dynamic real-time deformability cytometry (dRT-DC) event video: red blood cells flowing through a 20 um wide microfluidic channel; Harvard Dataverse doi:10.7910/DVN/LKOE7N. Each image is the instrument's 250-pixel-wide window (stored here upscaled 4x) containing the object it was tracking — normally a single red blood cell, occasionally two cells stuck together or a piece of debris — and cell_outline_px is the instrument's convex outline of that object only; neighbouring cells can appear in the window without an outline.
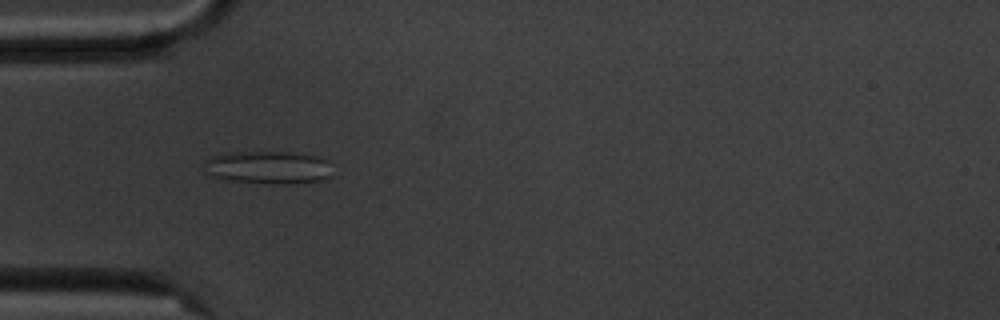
{"species": "common noctule bat (a hibernating species)", "species_latin": "Nyctalus noctula", "temperature_condition": "cold", "stored_images_in_passage": 6, "camera_frame_rate_fps": 3000, "um_per_image_px": 0.085, "animal": {"sex": "male", "body_mass_g": 20.1, "forearm_length_mm": 53.5}, "frame": {"image": 1, "passage_image": 5, "time_ms": 5.333, "image_size_px": [1000, 320], "cell_outline_px": [[328, 176], [324, 180], [284, 184], [276, 184], [228, 180], [204, 172], [204, 160], [212, 156], [232, 152], [292, 152], [316, 156], [324, 160]], "centroid_in_image_um": [22.69, 14.23], "position_along_channel_um": 62.3, "area_um2": 24.04}}
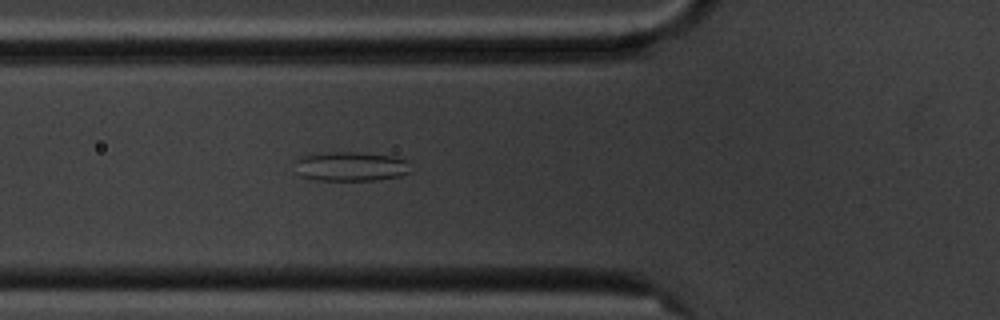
{"frame": {"image": 2, "passage_image": 6, "time_ms": 6.333, "image_size_px": [1000, 320], "cell_outline_px": [[412, 172], [400, 176], [376, 180], [308, 180], [300, 176], [296, 172], [292, 160], [300, 156], [320, 152], [364, 152], [396, 156], [408, 160]], "centroid_in_image_um": [29.77, 14.13], "position_along_channel_um": 96.0, "area_um2": 20.69}}